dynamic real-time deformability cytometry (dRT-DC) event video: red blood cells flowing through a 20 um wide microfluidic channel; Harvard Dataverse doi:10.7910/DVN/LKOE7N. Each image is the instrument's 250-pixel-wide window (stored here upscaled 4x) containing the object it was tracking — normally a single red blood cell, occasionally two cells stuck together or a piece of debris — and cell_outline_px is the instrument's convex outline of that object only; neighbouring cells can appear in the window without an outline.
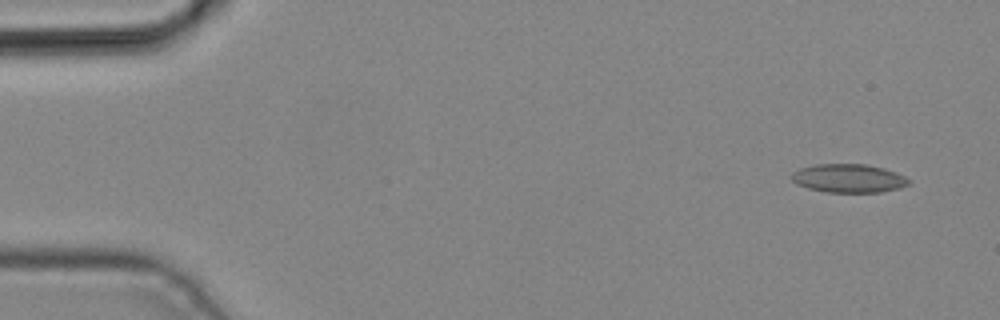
{"species": "common noctule bat (a hibernating species)", "species_latin": "Nyctalus noctula", "temperature_condition": "cold", "stored_images_in_passage": 4, "camera_frame_rate_fps": 3000, "um_per_image_px": 0.085, "animal": {"sex": "male", "body_mass_g": 19.2, "forearm_length_mm": 51.8}, "frame": {"image": 1, "passage_image": 1, "time_ms": 0.0, "image_size_px": [1000, 320], "cell_outline_px": [[912, 180], [908, 184], [900, 188], [880, 192], [828, 192], [808, 188], [796, 184], [792, 180], [792, 172], [800, 168], [816, 164], [868, 164], [884, 168], [896, 172]], "centroid_in_image_um": [72.15, 15.15], "position_along_channel_um": 12.9, "area_um2": 19.54}}
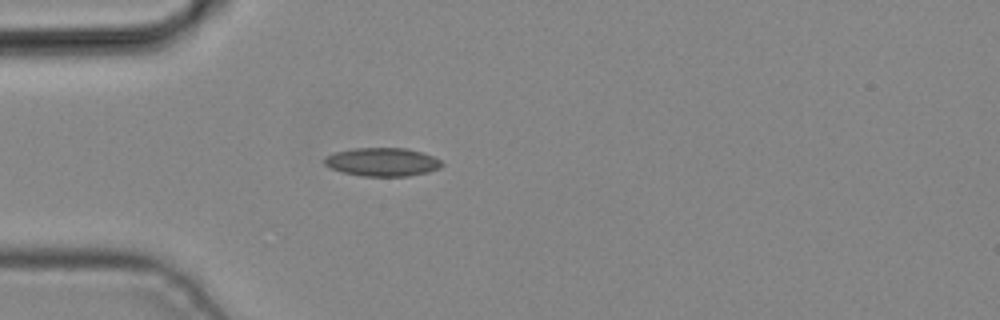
{"frame": {"image": 2, "passage_image": 4, "time_ms": 1.0, "image_size_px": [1000, 320], "cell_outline_px": [[444, 164], [440, 168], [428, 172], [408, 176], [364, 176], [344, 172], [332, 168], [324, 164], [324, 156], [336, 152], [352, 148], [404, 148], [424, 152], [440, 160]], "centroid_in_image_um": [32.52, 13.76], "position_along_channel_um": 52.5, "area_um2": 19.42}}